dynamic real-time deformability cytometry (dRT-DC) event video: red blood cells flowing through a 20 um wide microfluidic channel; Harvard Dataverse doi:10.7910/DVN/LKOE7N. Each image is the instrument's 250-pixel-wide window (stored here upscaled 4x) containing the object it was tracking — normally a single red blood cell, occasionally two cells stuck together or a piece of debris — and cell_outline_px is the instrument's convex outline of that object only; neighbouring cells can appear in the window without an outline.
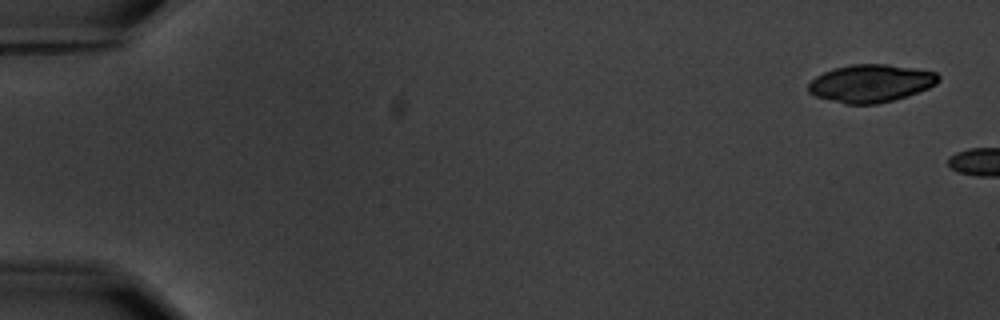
{"species": "common noctule bat (a hibernating species)", "species_latin": "Nyctalus noctula", "temperature_condition": "warm", "stored_images_in_passage": 2, "camera_frame_rate_fps": 3000, "um_per_image_px": 0.085, "animal": {"sex": "male", "body_mass_g": 20.1, "forearm_length_mm": 53.5}, "frame": {"image": 1, "passage_image": 1, "time_ms": 0.0, "image_size_px": [1000, 320], "cell_outline_px": [[940, 80], [936, 84], [928, 88], [892, 100], [876, 104], [844, 104], [816, 96], [808, 92], [808, 84], [816, 76], [832, 68], [852, 64], [888, 64], [936, 72], [940, 76]], "centroid_in_image_um": [73.99, 7.07], "position_along_channel_um": 11.0, "area_um2": 28.44}}